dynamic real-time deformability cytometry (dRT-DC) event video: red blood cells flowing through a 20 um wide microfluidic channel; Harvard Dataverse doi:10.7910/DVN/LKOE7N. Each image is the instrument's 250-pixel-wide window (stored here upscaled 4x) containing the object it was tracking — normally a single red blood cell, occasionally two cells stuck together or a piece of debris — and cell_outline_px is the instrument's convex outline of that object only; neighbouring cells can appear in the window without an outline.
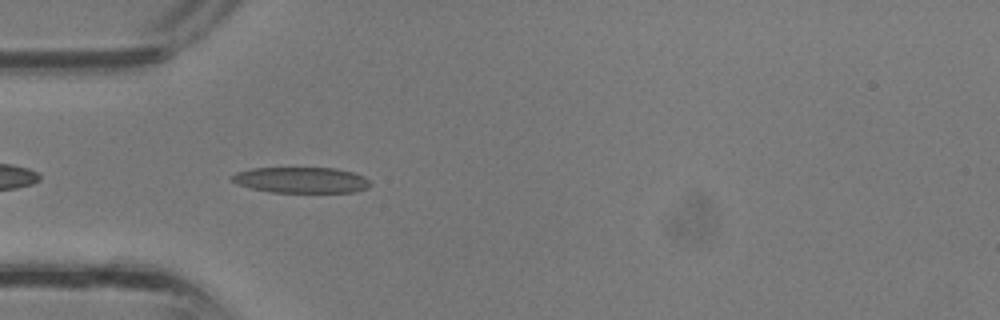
{"species": "common noctule bat (a hibernating species)", "species_latin": "Nyctalus noctula", "temperature_condition": "room temperature", "stored_images_in_passage": 27, "camera_frame_rate_fps": 3000, "um_per_image_px": 0.085, "animal": {"sex": "male", "body_mass_g": 13.3}, "frame": {"image": 1, "passage_image": 2, "time_ms": 0.333, "image_size_px": [1000, 320], "cell_outline_px": [[372, 184], [368, 188], [356, 192], [272, 192], [252, 188], [236, 184], [228, 176], [236, 172], [252, 168], [336, 168], [352, 172], [364, 176]], "centroid_in_image_um": [25.6, 15.3], "position_along_channel_um": 59.4, "area_um2": 20.92}}
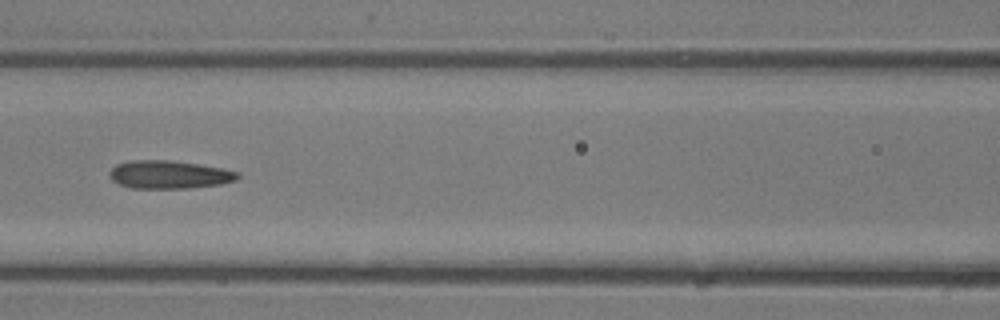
{"frame": {"image": 2, "passage_image": 7, "time_ms": 2.0, "image_size_px": [1000, 320], "cell_outline_px": [[240, 176], [236, 180], [220, 184], [188, 188], [132, 188], [120, 184], [112, 180], [108, 172], [116, 164], [132, 160], [172, 160], [220, 168], [240, 172]], "centroid_in_image_um": [14.37, 14.84], "position_along_channel_um": 152.2, "area_um2": 20.87}}
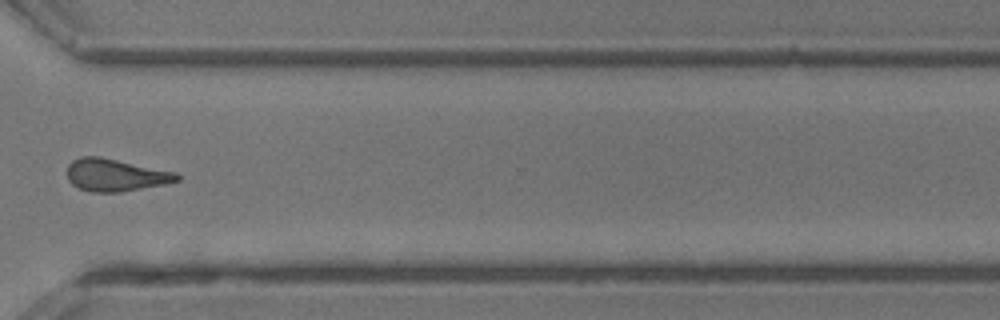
{"frame": {"image": 3, "passage_image": 18, "time_ms": 5.667, "image_size_px": [1000, 320], "cell_outline_px": [[180, 180], [164, 184], [120, 192], [92, 192], [80, 188], [72, 184], [68, 180], [68, 164], [72, 160], [80, 156], [100, 156], [176, 172], [180, 176]], "centroid_in_image_um": [9.8, 14.87], "position_along_channel_um": 360.8, "area_um2": 20.69}}